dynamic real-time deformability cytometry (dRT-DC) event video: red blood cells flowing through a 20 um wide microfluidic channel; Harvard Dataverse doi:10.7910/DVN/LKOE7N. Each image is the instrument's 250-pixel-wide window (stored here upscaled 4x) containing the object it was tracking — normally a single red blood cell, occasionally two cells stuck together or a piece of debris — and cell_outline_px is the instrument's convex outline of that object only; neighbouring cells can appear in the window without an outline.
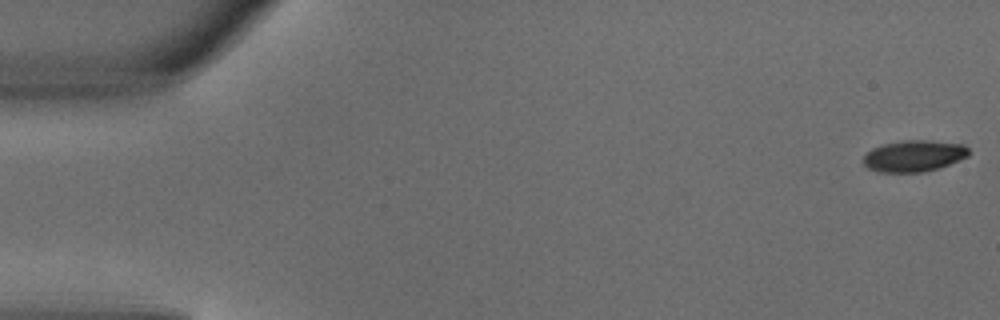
{"species": "common noctule bat (a hibernating species)", "species_latin": "Nyctalus noctula", "temperature_condition": "warm", "stored_images_in_passage": 5, "camera_frame_rate_fps": 3000, "um_per_image_px": 0.085, "animal": {"sex": "male", "body_mass_g": 18.8}, "frame": {"image": 1, "passage_image": 1, "time_ms": 0.0, "image_size_px": [1000, 320], "cell_outline_px": [[968, 156], [948, 164], [924, 172], [880, 172], [868, 168], [864, 164], [864, 156], [872, 148], [884, 144], [900, 140], [928, 140], [964, 144], [968, 148]], "centroid_in_image_um": [77.67, 13.24], "position_along_channel_um": 7.3, "area_um2": 19.13}}
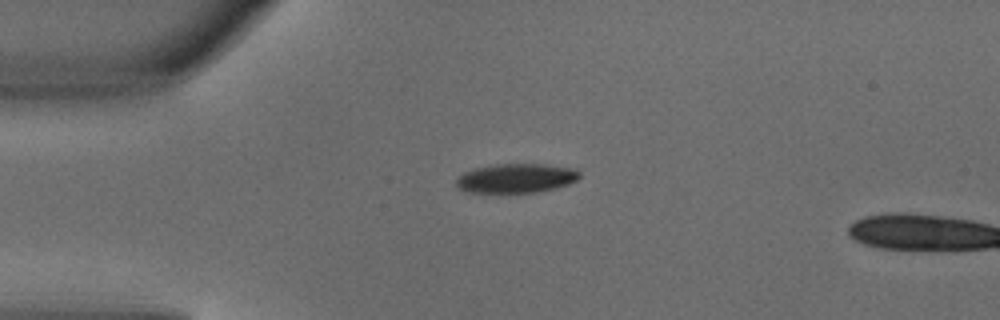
{"frame": {"image": 2, "passage_image": 4, "time_ms": 1.0, "image_size_px": [1000, 320], "cell_outline_px": [[580, 176], [576, 180], [568, 184], [556, 188], [536, 192], [468, 192], [460, 188], [456, 184], [456, 180], [464, 172], [472, 168], [496, 164], [540, 164], [572, 168], [580, 172]], "centroid_in_image_um": [43.87, 15.14], "position_along_channel_um": 41.1, "area_um2": 20.81}}